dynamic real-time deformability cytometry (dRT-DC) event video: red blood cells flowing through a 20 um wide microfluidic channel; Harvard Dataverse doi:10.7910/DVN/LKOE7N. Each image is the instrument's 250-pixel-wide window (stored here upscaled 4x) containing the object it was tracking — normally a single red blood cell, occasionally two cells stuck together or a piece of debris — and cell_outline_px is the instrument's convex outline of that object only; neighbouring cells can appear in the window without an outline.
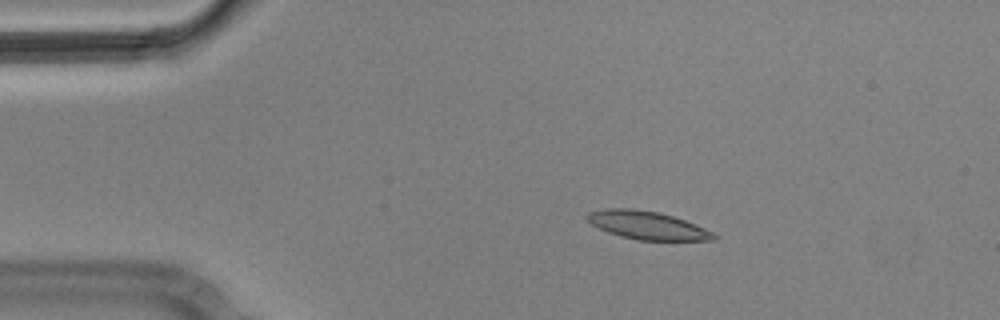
{"species": "Egyptian fruit bat (a non-hibernating species)", "species_latin": "Rousettus aegyptiacus", "temperature_condition": "cold", "stored_images_in_passage": 9, "camera_frame_rate_fps": 3000, "um_per_image_px": 0.085, "animal": {"sex": "male"}, "frame": {"image": 1, "passage_image": 1, "time_ms": 0.0, "image_size_px": [1000, 320], "cell_outline_px": [[720, 236], [716, 240], [636, 240], [620, 236], [608, 232], [592, 224], [584, 216], [588, 212], [608, 208], [632, 208], [660, 212], [696, 224]], "centroid_in_image_um": [55.03, 19.15], "position_along_channel_um": 30.0, "area_um2": 20.81}}
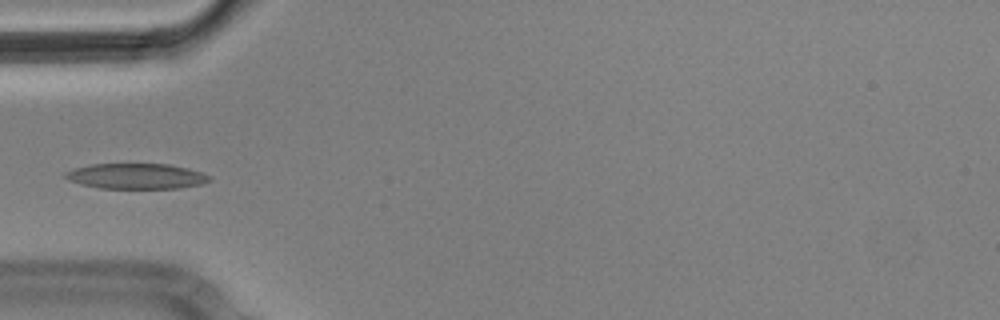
{"frame": {"image": 2, "passage_image": 3, "time_ms": 0.667, "image_size_px": [1000, 320], "cell_outline_px": [[212, 180], [200, 184], [180, 188], [100, 188], [80, 184], [68, 180], [64, 176], [64, 172], [72, 168], [92, 164], [168, 164], [188, 168], [212, 176]], "centroid_in_image_um": [11.56, 14.97], "position_along_channel_um": 73.4, "area_um2": 21.44}}
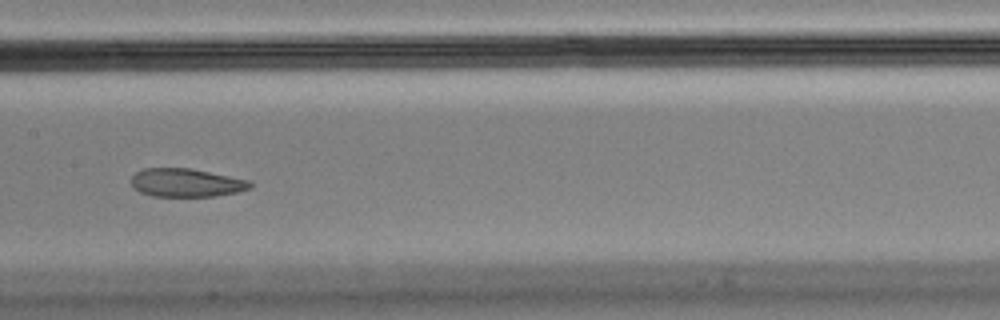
{"frame": {"image": 3, "passage_image": 6, "time_ms": 1.667, "image_size_px": [1000, 320], "cell_outline_px": [[252, 188], [236, 192], [216, 196], [152, 196], [140, 192], [132, 184], [132, 176], [136, 172], [144, 168], [188, 168], [252, 180]], "centroid_in_image_um": [15.87, 15.53], "position_along_channel_um": 191.5, "area_um2": 19.59}}